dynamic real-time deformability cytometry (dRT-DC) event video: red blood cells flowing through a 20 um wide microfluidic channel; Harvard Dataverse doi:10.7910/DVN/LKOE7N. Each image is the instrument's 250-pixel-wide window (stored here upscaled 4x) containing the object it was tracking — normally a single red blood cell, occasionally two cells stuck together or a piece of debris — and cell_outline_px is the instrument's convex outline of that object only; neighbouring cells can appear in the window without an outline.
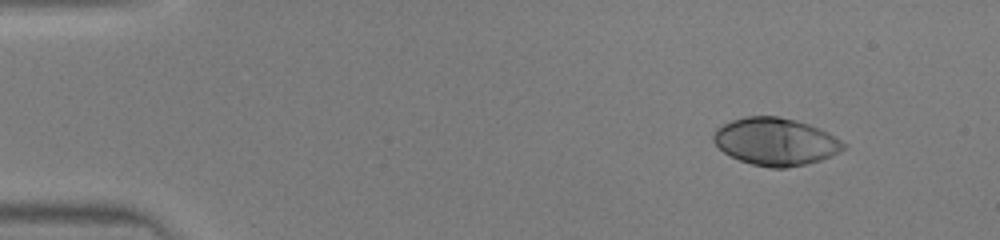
{"species": "human", "species_latin": "Homo sapiens", "temperature_condition": "warm", "stored_images_in_passage": 41, "camera_frame_rate_fps": 3000, "um_per_image_px": 0.085, "donor": {"sex": "male"}, "frame": {"image": 1, "passage_image": 1, "time_ms": 0.0, "image_size_px": [1000, 240], "cell_outline_px": [[848, 148], [832, 156], [808, 164], [784, 168], [772, 168], [752, 164], [740, 160], [724, 152], [712, 140], [712, 136], [716, 128], [732, 120], [744, 116], [780, 116], [796, 120], [820, 128], [836, 136], [848, 144]], "centroid_in_image_um": [65.98, 12.03], "position_along_channel_um": 19.0, "area_um2": 36.3}}
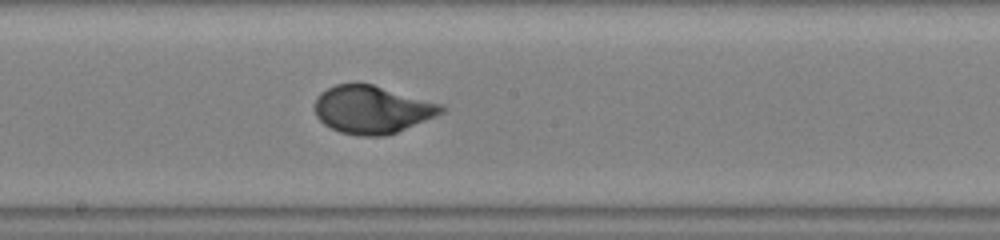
{"frame": {"image": 2, "passage_image": 21, "time_ms": 6.667, "image_size_px": [1000, 240], "cell_outline_px": [[444, 112], [436, 116], [396, 132], [384, 136], [360, 136], [340, 132], [324, 124], [316, 116], [316, 96], [320, 92], [336, 84], [372, 84], [444, 104]], "centroid_in_image_um": [31.64, 9.31], "position_along_channel_um": 216.6, "area_um2": 35.08}}
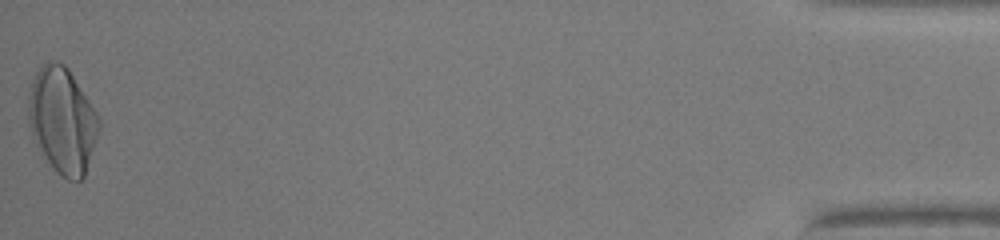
{"frame": {"image": 3, "passage_image": 41, "time_ms": 13.333, "image_size_px": [1000, 240], "cell_outline_px": [[100, 128], [84, 176], [80, 180], [68, 180], [60, 176], [40, 156], [28, 124], [28, 96], [32, 80], [36, 72], [48, 60], [56, 60], [64, 64], [68, 68], [100, 116]], "centroid_in_image_um": [5.28, 10.24], "position_along_channel_um": 429.9, "area_um2": 44.04}}